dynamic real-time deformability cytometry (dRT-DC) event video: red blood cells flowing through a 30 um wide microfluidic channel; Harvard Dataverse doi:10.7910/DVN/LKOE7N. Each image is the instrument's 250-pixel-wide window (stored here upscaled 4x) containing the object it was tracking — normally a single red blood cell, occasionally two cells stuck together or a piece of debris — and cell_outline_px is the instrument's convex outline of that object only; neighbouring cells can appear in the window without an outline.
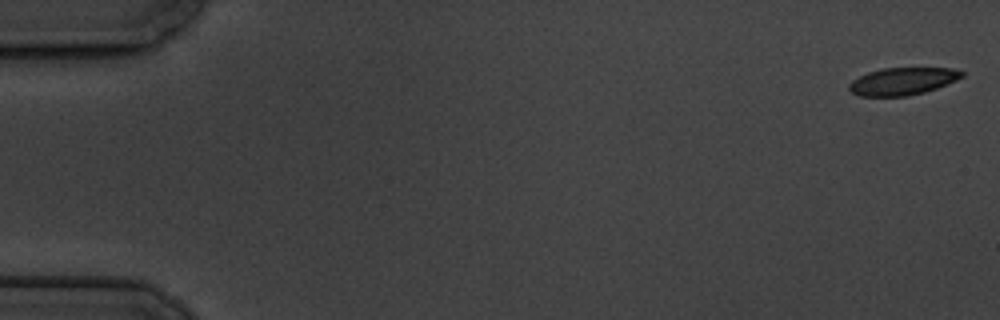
{"species": "common noctule bat (a hibernating species)", "species_latin": "Nyctalus noctula", "temperature_condition": "cold", "stored_images_in_passage": 5, "camera_frame_rate_fps": 3000, "um_per_image_px": 0.085, "animal": {"sex": "male", "body_mass_g": 19.5, "forearm_length_mm": 54.6}, "frame": {"image": 1, "passage_image": 1, "time_ms": 0.0, "image_size_px": [1000, 320], "cell_outline_px": [[964, 76], [956, 80], [936, 88], [924, 92], [908, 96], [860, 96], [852, 92], [848, 88], [848, 84], [852, 80], [868, 72], [884, 68], [952, 68], [964, 72]], "centroid_in_image_um": [76.71, 6.9], "position_along_channel_um": 8.3, "area_um2": 17.92}}
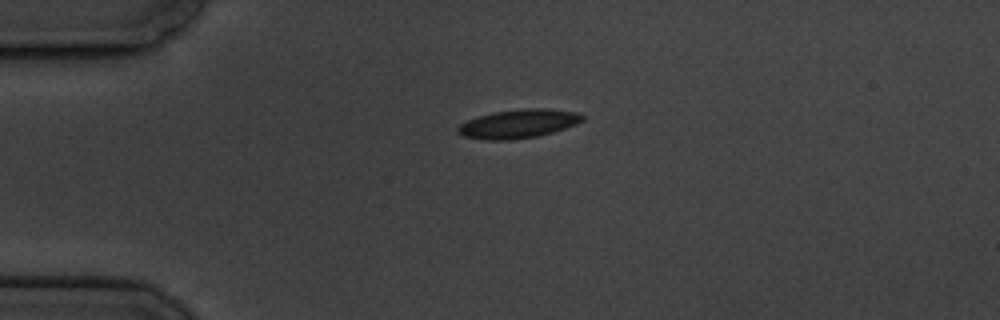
{"frame": {"image": 2, "passage_image": 4, "time_ms": 4.333, "image_size_px": [1000, 320], "cell_outline_px": [[584, 120], [576, 124], [552, 132], [536, 136], [508, 140], [488, 140], [464, 136], [456, 132], [456, 128], [460, 124], [468, 120], [492, 112], [524, 108], [544, 108], [580, 112], [584, 116]], "centroid_in_image_um": [44.07, 10.51], "position_along_channel_um": 40.9, "area_um2": 20.81}}